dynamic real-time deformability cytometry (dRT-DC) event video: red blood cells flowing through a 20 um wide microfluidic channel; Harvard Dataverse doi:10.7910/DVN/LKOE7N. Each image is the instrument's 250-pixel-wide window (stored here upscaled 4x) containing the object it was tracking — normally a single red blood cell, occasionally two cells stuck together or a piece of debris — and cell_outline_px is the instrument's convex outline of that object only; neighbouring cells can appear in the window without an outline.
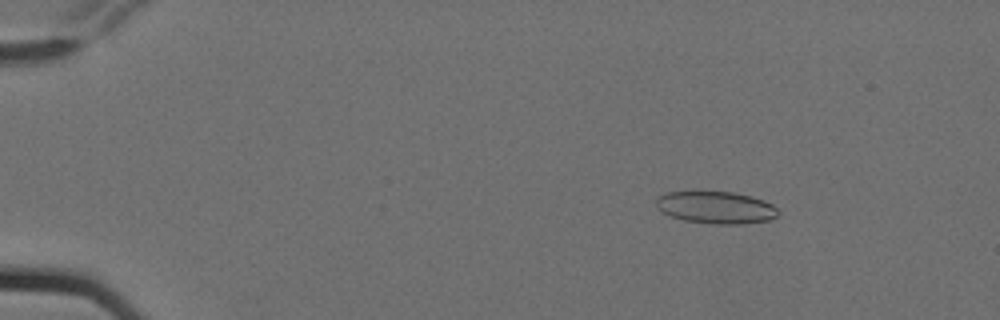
{"species": "Egyptian fruit bat (a non-hibernating species)", "species_latin": "Rousettus aegyptiacus", "temperature_condition": "cold", "stored_images_in_passage": 5, "camera_frame_rate_fps": 3000, "um_per_image_px": 0.085, "animal": {"sex": "female"}, "frame": {"image": 1, "passage_image": 3, "time_ms": 0.667, "image_size_px": [1000, 320], "cell_outline_px": [[780, 212], [776, 216], [768, 220], [744, 224], [712, 224], [684, 220], [672, 216], [664, 212], [656, 204], [656, 200], [660, 196], [668, 192], [732, 192], [752, 196], [764, 200], [772, 204]], "centroid_in_image_um": [60.91, 17.64], "position_along_channel_um": 24.1, "area_um2": 22.66}}